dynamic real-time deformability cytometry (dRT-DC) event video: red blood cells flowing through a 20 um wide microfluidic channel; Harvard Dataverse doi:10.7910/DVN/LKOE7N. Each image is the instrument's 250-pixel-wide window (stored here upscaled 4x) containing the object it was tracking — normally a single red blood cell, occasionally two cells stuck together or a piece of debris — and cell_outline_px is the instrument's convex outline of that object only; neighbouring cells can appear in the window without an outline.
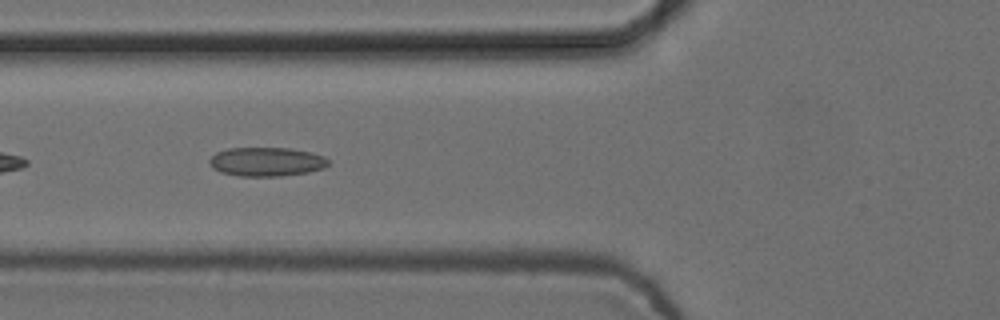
{"species": "common noctule bat (a hibernating species)", "species_latin": "Nyctalus noctula", "temperature_condition": "cold", "stored_images_in_passage": 6, "camera_frame_rate_fps": 3000, "um_per_image_px": 0.085, "animal": {"sex": "female", "body_mass_g": 24.6, "forearm_length_mm": 56.2}, "frame": {"image": 1, "passage_image": 6, "time_ms": 1.667, "image_size_px": [1000, 320], "cell_outline_px": [[328, 164], [324, 168], [308, 172], [280, 176], [240, 176], [220, 172], [212, 168], [208, 164], [208, 160], [216, 152], [228, 148], [292, 148], [324, 156], [328, 160]], "centroid_in_image_um": [22.61, 13.75], "position_along_channel_um": 103.2, "area_um2": 20.11}}